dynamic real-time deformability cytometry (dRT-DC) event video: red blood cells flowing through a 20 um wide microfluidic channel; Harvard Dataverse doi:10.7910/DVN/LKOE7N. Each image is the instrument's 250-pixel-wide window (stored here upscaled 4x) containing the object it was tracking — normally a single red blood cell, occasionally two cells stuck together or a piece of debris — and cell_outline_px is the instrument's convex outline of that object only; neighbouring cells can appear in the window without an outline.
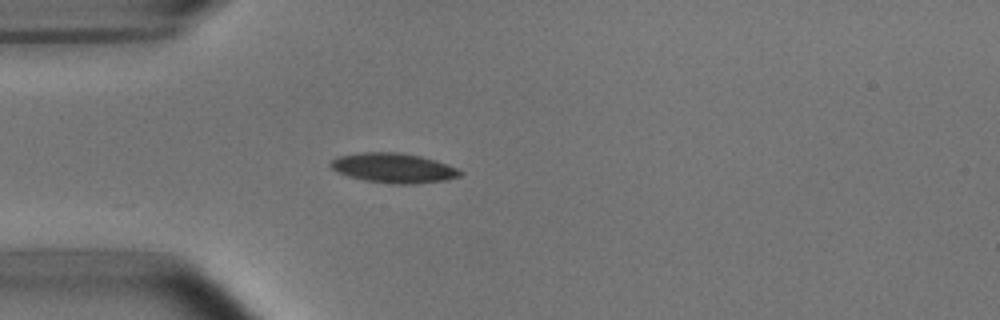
{"species": "common noctule bat (a hibernating species)", "species_latin": "Nyctalus noctula", "temperature_condition": "room temperature", "stored_images_in_passage": 39, "camera_frame_rate_fps": 3000, "um_per_image_px": 0.085, "animal": {"sex": "male", "body_mass_g": 15.6}, "frame": {"image": 1, "passage_image": 1, "time_ms": 0.0, "image_size_px": [1000, 320], "cell_outline_px": [[464, 172], [460, 176], [444, 180], [412, 184], [392, 184], [364, 180], [348, 176], [336, 172], [328, 164], [336, 156], [364, 152], [400, 152], [420, 156], [436, 160], [448, 164]], "centroid_in_image_um": [33.43, 14.27], "position_along_channel_um": 51.6, "area_um2": 22.54}}
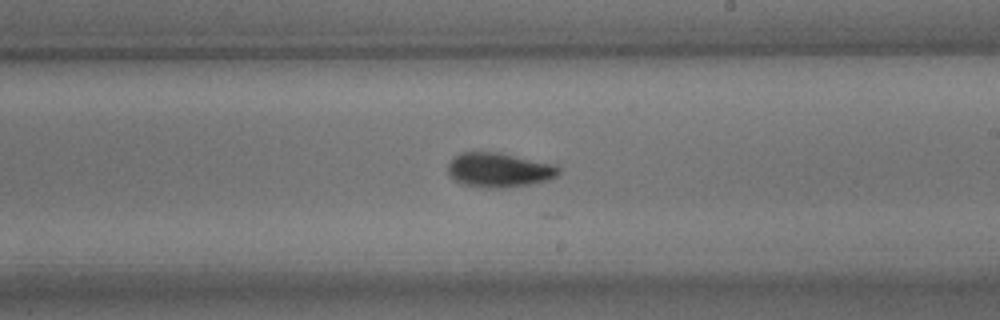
{"frame": {"image": 2, "passage_image": 17, "time_ms": 5.333, "image_size_px": [1000, 320], "cell_outline_px": [[560, 172], [556, 176], [548, 180], [528, 184], [504, 188], [488, 188], [460, 184], [448, 176], [448, 164], [460, 152], [500, 152], [556, 164], [560, 168]], "centroid_in_image_um": [42.42, 14.45], "position_along_channel_um": 246.6, "area_um2": 22.48}}
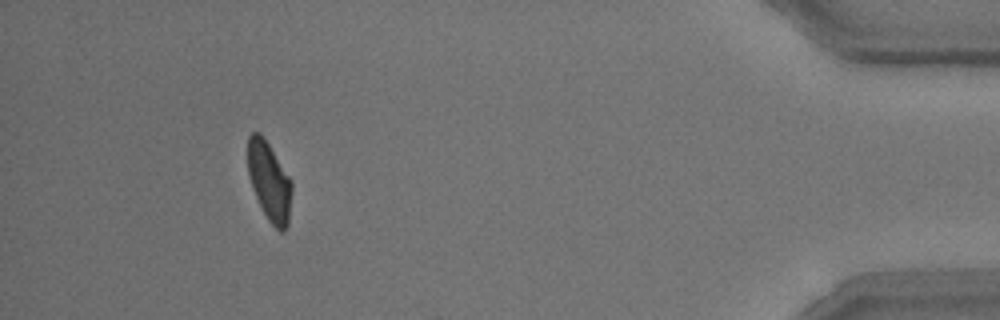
{"frame": {"image": 3, "passage_image": 35, "time_ms": 11.333, "image_size_px": [1000, 320], "cell_outline_px": [[292, 192], [288, 224], [284, 232], [280, 232], [268, 220], [252, 188], [248, 172], [248, 136], [252, 132], [260, 132], [292, 180]], "centroid_in_image_um": [22.9, 15.43], "position_along_channel_um": 412.3, "area_um2": 20.11}, "authors_computed_cell_mechanics": {"area_um2": 21.3282, "velocity_mm_per_s": 3.7975, "shape_relaxation_time_tau1_ms": 3.2709, "shape_relaxation_time_tau2_ms": 1.9397, "deformation_change_tau1": 0.1349, "deformation_change_tau2": 0.0625}}